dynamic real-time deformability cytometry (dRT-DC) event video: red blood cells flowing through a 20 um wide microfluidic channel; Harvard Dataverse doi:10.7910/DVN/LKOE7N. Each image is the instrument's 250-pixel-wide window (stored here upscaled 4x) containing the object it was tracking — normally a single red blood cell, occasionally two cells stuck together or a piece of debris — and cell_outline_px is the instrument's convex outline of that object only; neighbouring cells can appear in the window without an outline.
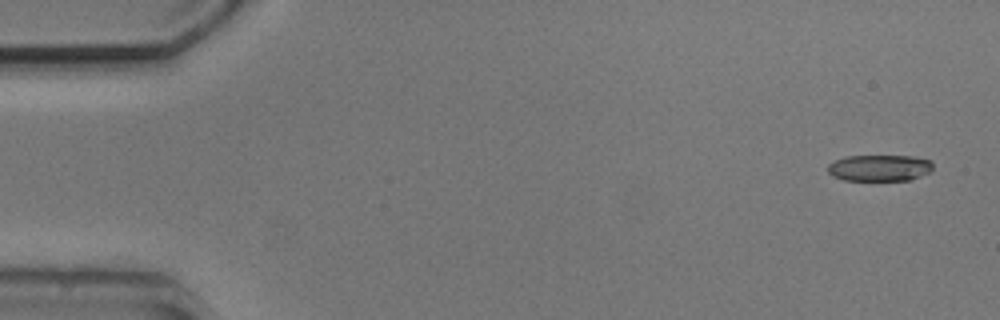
{"species": "common noctule bat (a hibernating species)", "species_latin": "Nyctalus noctula", "temperature_condition": "cold", "stored_images_in_passage": 5, "camera_frame_rate_fps": 3000, "um_per_image_px": 0.085, "animal": {"sex": "male", "body_mass_g": 20.5, "forearm_length_mm": 52.5}, "frame": {"image": 1, "passage_image": 1, "time_ms": 0.0, "image_size_px": [1000, 320], "cell_outline_px": [[932, 172], [912, 180], [844, 180], [832, 176], [828, 172], [828, 164], [836, 160], [848, 156], [916, 156], [932, 160]], "centroid_in_image_um": [74.82, 14.27], "position_along_channel_um": 10.2, "area_um2": 16.36}}
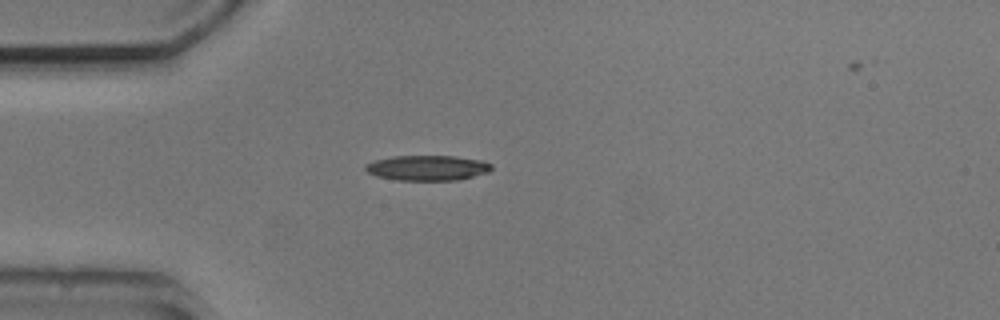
{"frame": {"image": 2, "passage_image": 4, "time_ms": 4.0, "image_size_px": [1000, 320], "cell_outline_px": [[492, 168], [488, 172], [460, 180], [396, 180], [376, 176], [368, 172], [364, 168], [364, 164], [376, 160], [392, 156], [456, 156], [480, 160], [492, 164]], "centroid_in_image_um": [36.32, 14.27], "position_along_channel_um": 48.7, "area_um2": 18.55}}